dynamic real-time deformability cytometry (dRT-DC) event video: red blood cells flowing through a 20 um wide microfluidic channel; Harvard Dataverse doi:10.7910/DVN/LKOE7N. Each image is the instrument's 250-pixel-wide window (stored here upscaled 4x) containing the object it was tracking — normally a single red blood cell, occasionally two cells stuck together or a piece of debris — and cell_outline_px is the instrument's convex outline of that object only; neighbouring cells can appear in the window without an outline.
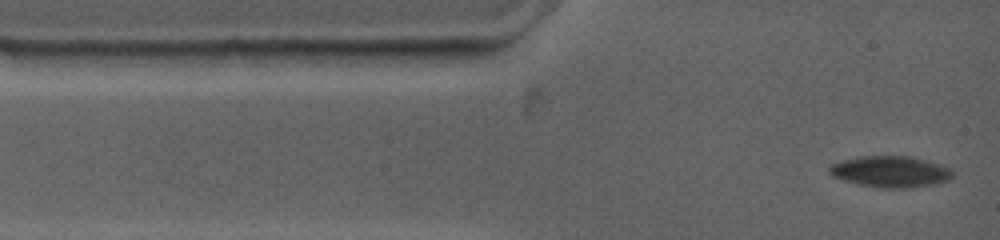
{"species": "common noctule bat (a hibernating species)", "species_latin": "Nyctalus noctula", "temperature_condition": "warm", "stored_images_in_passage": 9, "camera_frame_rate_fps": 4500, "um_per_image_px": 0.085, "animal": {"sex": "female", "body_mass_g": 19.0, "forearm_length_mm": 53.3}, "frame": {"image": 1, "passage_image": 1, "time_ms": 0.0, "image_size_px": [1000, 240], "cell_outline_px": [[952, 176], [948, 180], [936, 184], [912, 188], [880, 188], [860, 184], [844, 180], [832, 176], [828, 172], [828, 168], [832, 164], [844, 160], [864, 156], [904, 156], [924, 160], [948, 168], [952, 172]], "centroid_in_image_um": [75.66, 14.61], "position_along_channel_um": 9.3, "area_um2": 22.08}}
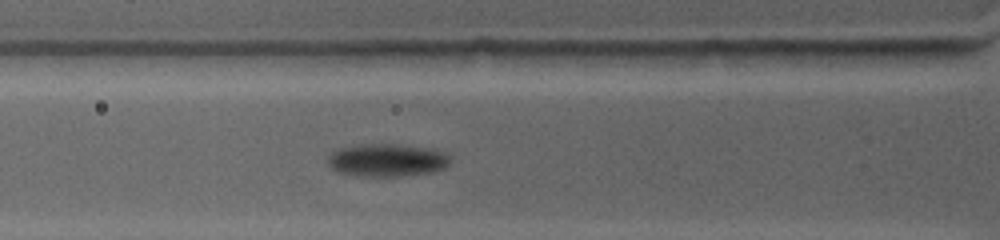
{"frame": {"image": 2, "passage_image": 6, "time_ms": 3.333, "image_size_px": [1000, 240], "cell_outline_px": [[448, 164], [444, 168], [432, 172], [400, 176], [356, 176], [336, 172], [328, 164], [328, 156], [332, 152], [340, 148], [364, 144], [388, 144], [420, 148], [440, 152], [448, 156]], "centroid_in_image_um": [32.79, 13.64], "position_along_channel_um": 93.0, "area_um2": 22.83}}
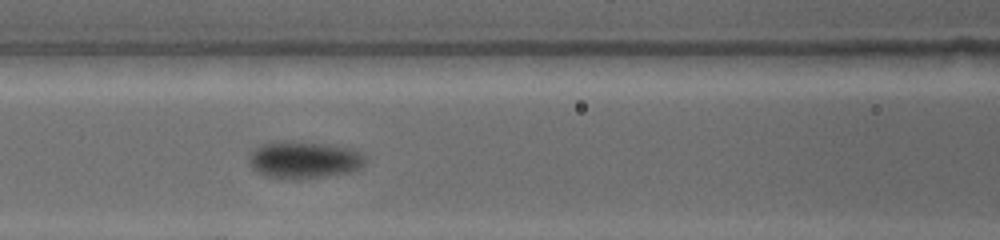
{"frame": {"image": 3, "passage_image": 8, "time_ms": 4.667, "image_size_px": [1000, 240], "cell_outline_px": [[360, 164], [356, 168], [348, 172], [328, 176], [296, 180], [288, 180], [268, 176], [256, 172], [252, 168], [252, 156], [256, 148], [264, 144], [312, 144], [336, 148], [352, 152], [360, 156]], "centroid_in_image_um": [25.71, 13.69], "position_along_channel_um": 140.9, "area_um2": 22.72}}